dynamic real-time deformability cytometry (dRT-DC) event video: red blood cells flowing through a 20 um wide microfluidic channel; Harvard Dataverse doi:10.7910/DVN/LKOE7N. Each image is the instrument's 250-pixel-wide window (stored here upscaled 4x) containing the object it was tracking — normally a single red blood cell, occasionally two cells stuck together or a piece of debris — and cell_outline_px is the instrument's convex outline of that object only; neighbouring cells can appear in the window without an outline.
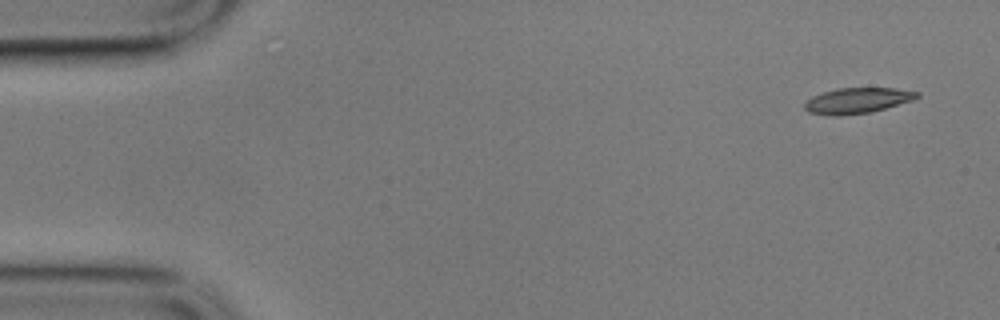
{"species": "common noctule bat (a hibernating species)", "species_latin": "Nyctalus noctula", "temperature_condition": "cold", "stored_images_in_passage": 4, "camera_frame_rate_fps": 3000, "um_per_image_px": 0.085, "animal": {"sex": "male", "body_mass_g": 17.9}, "frame": {"image": 1, "passage_image": 1, "time_ms": 0.0, "image_size_px": [1000, 320], "cell_outline_px": [[920, 96], [912, 100], [872, 112], [840, 116], [832, 116], [808, 112], [804, 108], [804, 104], [812, 96], [836, 88], [896, 88], [920, 92]], "centroid_in_image_um": [72.87, 8.55], "position_along_channel_um": 12.1, "area_um2": 16.82}}